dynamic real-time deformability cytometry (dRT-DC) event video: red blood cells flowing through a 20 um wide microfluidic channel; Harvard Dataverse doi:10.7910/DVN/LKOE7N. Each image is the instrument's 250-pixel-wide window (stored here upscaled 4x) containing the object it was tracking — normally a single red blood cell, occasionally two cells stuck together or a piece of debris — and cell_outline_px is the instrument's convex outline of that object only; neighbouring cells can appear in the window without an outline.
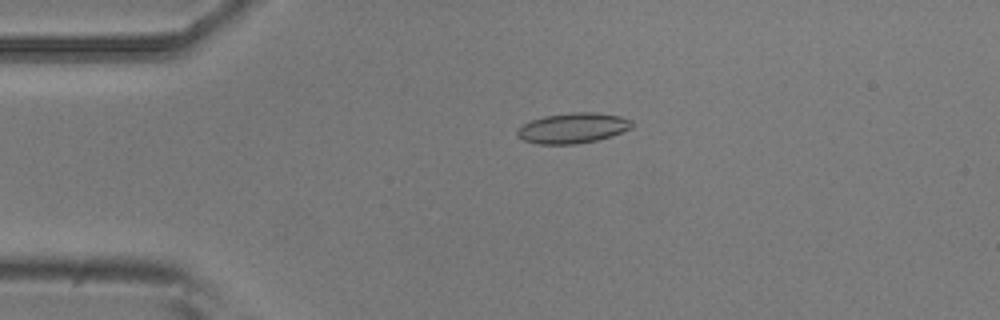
{"species": "common noctule bat (a hibernating species)", "species_latin": "Nyctalus noctula", "temperature_condition": "room temperature", "stored_images_in_passage": 3, "camera_frame_rate_fps": 3000, "um_per_image_px": 0.085, "animal": {"sex": "male", "body_mass_g": 20.5, "forearm_length_mm": 52.5}, "frame": {"image": 1, "passage_image": 2, "time_ms": 1.0, "image_size_px": [1000, 320], "cell_outline_px": [[632, 128], [612, 136], [596, 140], [576, 144], [536, 144], [524, 140], [516, 136], [516, 132], [524, 124], [532, 120], [544, 116], [576, 112], [592, 112], [620, 116], [632, 120]], "centroid_in_image_um": [48.7, 10.89], "position_along_channel_um": 36.3, "area_um2": 20.17}}